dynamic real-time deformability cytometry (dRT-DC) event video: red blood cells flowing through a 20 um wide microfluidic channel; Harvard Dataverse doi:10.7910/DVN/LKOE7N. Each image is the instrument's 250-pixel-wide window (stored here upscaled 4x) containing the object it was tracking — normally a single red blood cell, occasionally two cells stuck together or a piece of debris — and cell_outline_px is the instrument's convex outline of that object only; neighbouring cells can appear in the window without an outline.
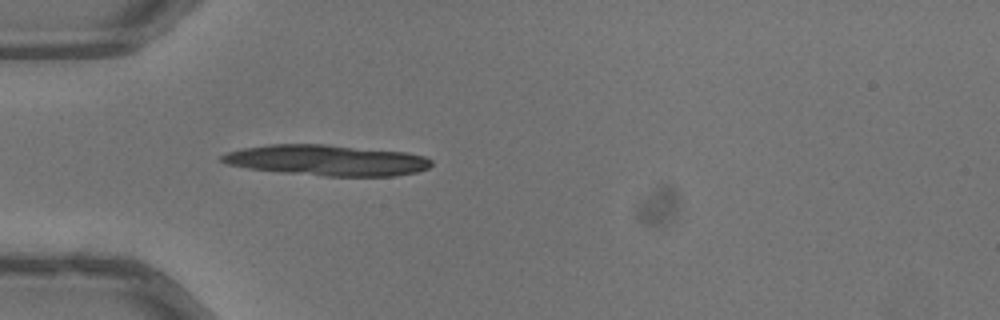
{"species": "common noctule bat (a hibernating species)", "species_latin": "Nyctalus noctula", "temperature_condition": "warm", "stored_images_in_passage": 7, "camera_frame_rate_fps": 3000, "um_per_image_px": 0.085, "animal": {"sex": "male", "body_mass_g": 13.3}, "frame": {"image": 1, "passage_image": 1, "time_ms": 0.0, "image_size_px": [1000, 320], "cell_outline_px": [[432, 164], [428, 168], [416, 172], [396, 176], [324, 176], [280, 172], [248, 168], [228, 164], [220, 160], [220, 156], [228, 152], [244, 148], [268, 144], [324, 144], [408, 152], [424, 156], [432, 160]], "centroid_in_image_um": [27.81, 13.62], "position_along_channel_um": 57.2, "area_um2": 37.63}}